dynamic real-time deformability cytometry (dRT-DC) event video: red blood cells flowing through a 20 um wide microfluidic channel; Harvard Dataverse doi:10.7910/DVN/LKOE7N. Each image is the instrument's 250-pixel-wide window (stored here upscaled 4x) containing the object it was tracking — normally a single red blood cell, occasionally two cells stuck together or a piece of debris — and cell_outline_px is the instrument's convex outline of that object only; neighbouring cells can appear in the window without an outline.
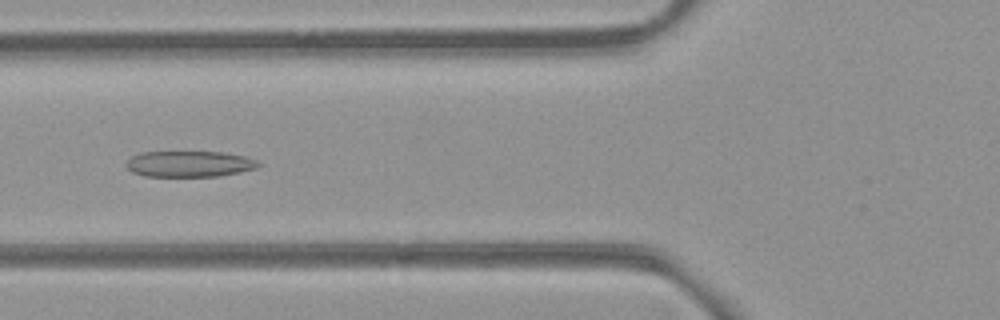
{"species": "common noctule bat (a hibernating species)", "species_latin": "Nyctalus noctula", "temperature_condition": "room temperature", "stored_images_in_passage": 26, "segment_of_instrument_passage": [1, 2], "camera_frame_rate_fps": 3000, "um_per_image_px": 0.085, "animal": {"sex": "female", "body_mass_g": 21.9}, "frame": {"image": 1, "passage_image": 17, "time_ms": 5.333, "image_size_px": [1000, 320], "cell_outline_px": [[260, 164], [256, 168], [240, 172], [220, 176], [144, 176], [132, 172], [124, 164], [132, 156], [140, 152], [224, 152], [248, 156], [256, 160]], "centroid_in_image_um": [16.1, 13.93], "position_along_channel_um": 109.7, "area_um2": 20.11}}
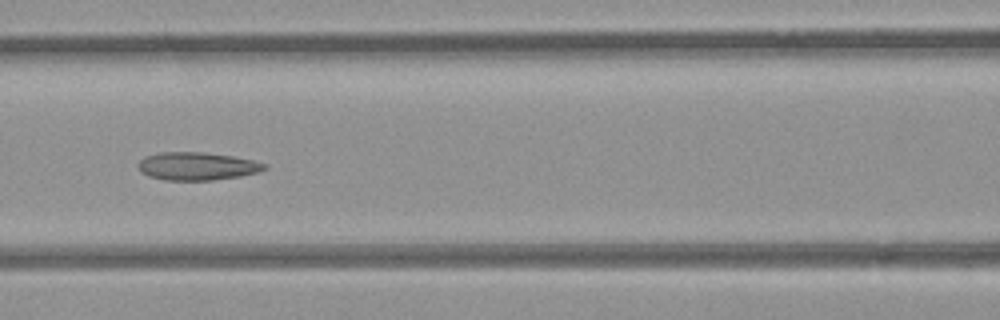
{"frame": {"image": 2, "passage_image": 20, "time_ms": 6.333, "image_size_px": [1000, 320], "cell_outline_px": [[268, 168], [256, 172], [240, 176], [212, 180], [164, 180], [148, 176], [140, 172], [136, 164], [144, 156], [160, 152], [204, 152], [232, 156], [252, 160], [268, 164]], "centroid_in_image_um": [16.7, 14.12], "position_along_channel_um": 149.9, "area_um2": 20.69}}
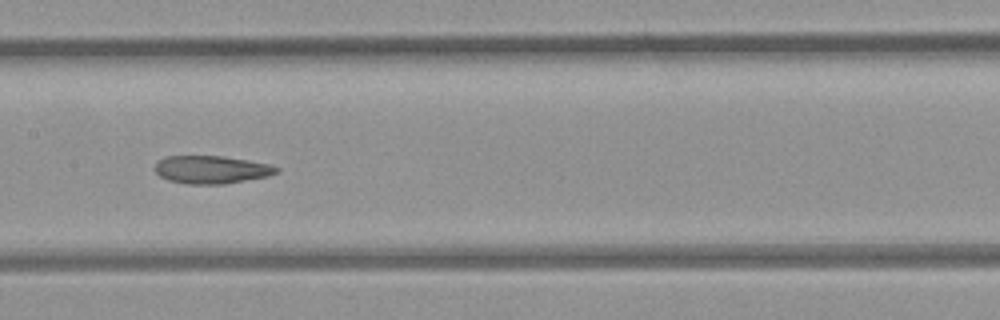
{"frame": {"image": 3, "passage_image": 23, "time_ms": 7.333, "image_size_px": [1000, 320], "cell_outline_px": [[280, 172], [268, 176], [224, 184], [188, 184], [168, 180], [160, 176], [156, 172], [156, 164], [164, 156], [224, 156], [248, 160], [268, 164], [280, 168]], "centroid_in_image_um": [18.0, 14.42], "position_along_channel_um": 189.4, "area_um2": 19.71}}